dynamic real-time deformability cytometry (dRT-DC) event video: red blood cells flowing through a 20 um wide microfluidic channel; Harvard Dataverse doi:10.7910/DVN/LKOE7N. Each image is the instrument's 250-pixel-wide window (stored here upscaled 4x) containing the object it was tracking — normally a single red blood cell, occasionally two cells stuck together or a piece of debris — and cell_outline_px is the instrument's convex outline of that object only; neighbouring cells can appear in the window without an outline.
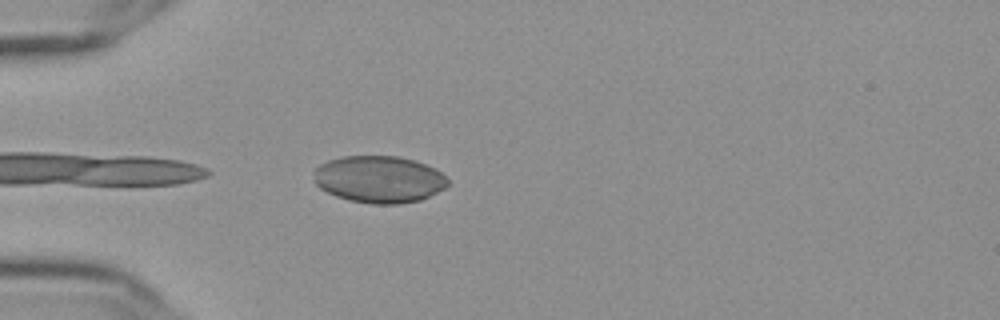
{"species": "Egyptian fruit bat (a non-hibernating species)", "species_latin": "Rousettus aegyptiacus", "temperature_condition": "cold", "stored_images_in_passage": 26, "camera_frame_rate_fps": 3000, "um_per_image_px": 0.085, "frame": {"image": 1, "passage_image": 2, "time_ms": 0.333, "image_size_px": [1000, 320], "cell_outline_px": [[448, 184], [444, 188], [420, 200], [400, 204], [372, 204], [348, 200], [336, 196], [320, 188], [312, 180], [312, 172], [320, 164], [328, 160], [340, 156], [400, 156], [416, 160], [440, 172], [448, 180]], "centroid_in_image_um": [32.17, 15.23], "position_along_channel_um": 52.8, "area_um2": 36.88}}
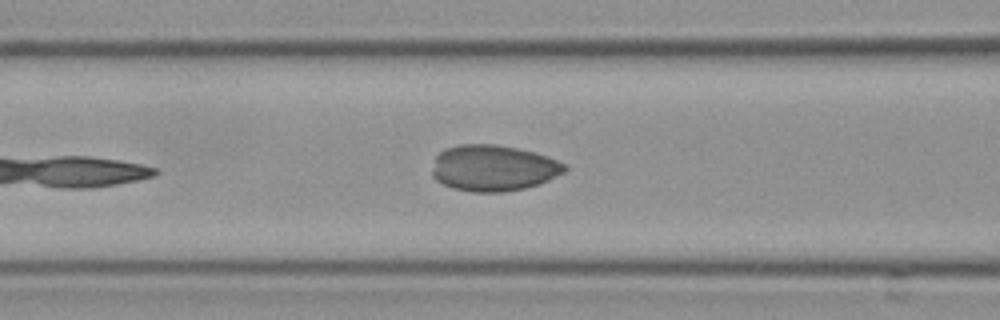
{"frame": {"image": 2, "passage_image": 9, "time_ms": 2.667, "image_size_px": [1000, 320], "cell_outline_px": [[568, 168], [564, 172], [548, 180], [524, 188], [504, 192], [472, 192], [452, 188], [436, 180], [432, 176], [432, 168], [436, 156], [444, 148], [460, 144], [496, 144], [516, 148], [548, 156], [564, 164]], "centroid_in_image_um": [41.9, 14.28], "position_along_channel_um": 124.7, "area_um2": 35.55}}
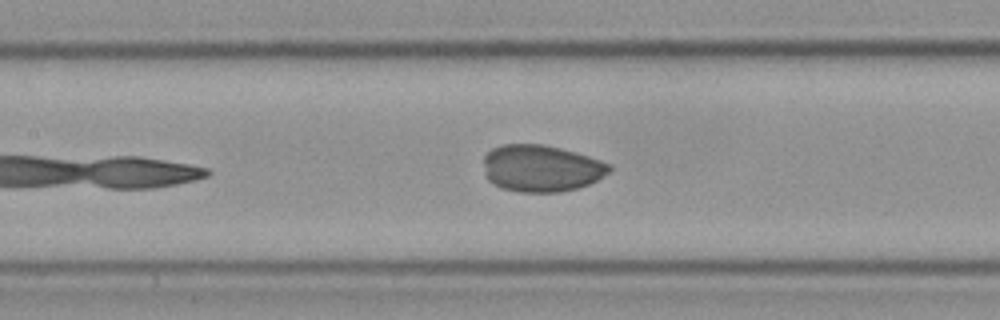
{"frame": {"image": 3, "passage_image": 12, "time_ms": 3.667, "image_size_px": [1000, 320], "cell_outline_px": [[612, 172], [588, 184], [576, 188], [560, 192], [520, 192], [504, 188], [488, 180], [484, 176], [484, 156], [492, 148], [504, 144], [544, 144], [576, 152], [612, 164]], "centroid_in_image_um": [46.02, 14.3], "position_along_channel_um": 161.4, "area_um2": 34.45}}